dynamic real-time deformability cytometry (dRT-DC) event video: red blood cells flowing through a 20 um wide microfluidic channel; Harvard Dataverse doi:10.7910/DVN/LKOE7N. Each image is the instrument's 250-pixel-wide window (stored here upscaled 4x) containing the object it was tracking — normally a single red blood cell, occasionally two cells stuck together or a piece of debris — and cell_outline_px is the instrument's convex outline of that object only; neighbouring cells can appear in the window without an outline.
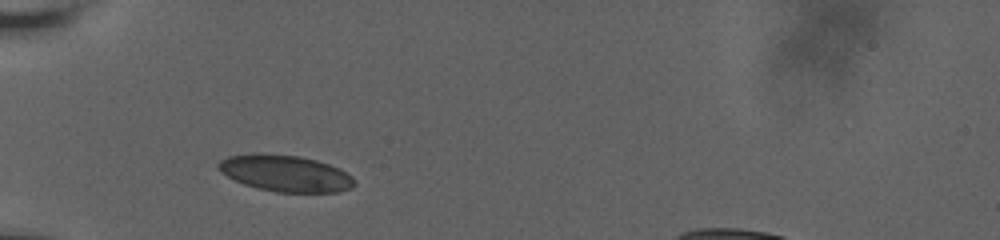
{"species": "human", "species_latin": "Homo sapiens", "temperature_condition": "room temperature", "stored_images_in_passage": 2, "camera_frame_rate_fps": 3000, "um_per_image_px": 0.085, "donor": {"sex": "male"}, "frame": {"image": 1, "passage_image": 1, "time_ms": 0.0, "image_size_px": [1000, 240], "cell_outline_px": [[356, 184], [352, 188], [336, 192], [276, 192], [256, 188], [244, 184], [220, 172], [216, 168], [216, 164], [220, 160], [228, 156], [260, 152], [300, 156], [316, 160], [340, 168], [352, 176]], "centroid_in_image_um": [24.24, 14.72], "position_along_channel_um": 60.8, "area_um2": 29.19}}
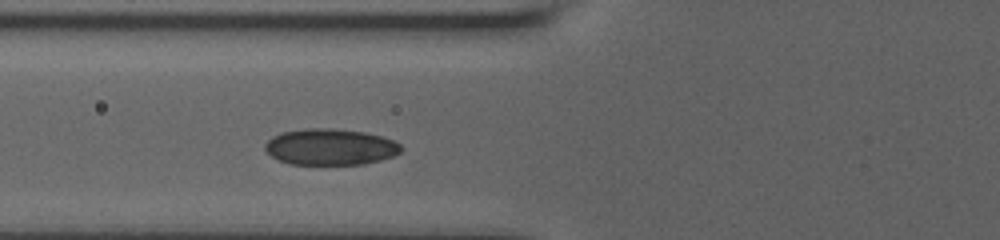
{"frame": {"image": 2, "passage_image": 2, "time_ms": 1.333, "image_size_px": [1000, 240], "cell_outline_px": [[404, 148], [400, 152], [392, 156], [380, 160], [364, 164], [288, 164], [272, 156], [264, 148], [264, 144], [272, 136], [280, 132], [304, 128], [328, 128], [364, 132], [380, 136], [392, 140], [400, 144]], "centroid_in_image_um": [28.05, 12.48], "position_along_channel_um": 97.7, "area_um2": 28.73}}